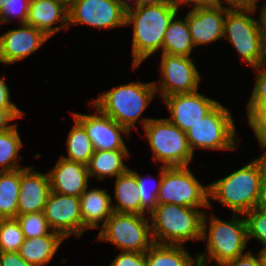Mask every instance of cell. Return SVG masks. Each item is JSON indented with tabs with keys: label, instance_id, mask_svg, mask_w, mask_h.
<instances>
[{
	"label": "cell",
	"instance_id": "obj_1",
	"mask_svg": "<svg viewBox=\"0 0 266 266\" xmlns=\"http://www.w3.org/2000/svg\"><path fill=\"white\" fill-rule=\"evenodd\" d=\"M266 174V157L262 154L225 178L208 185L209 198L226 205L234 214L245 213L257 207L260 186Z\"/></svg>",
	"mask_w": 266,
	"mask_h": 266
},
{
	"label": "cell",
	"instance_id": "obj_2",
	"mask_svg": "<svg viewBox=\"0 0 266 266\" xmlns=\"http://www.w3.org/2000/svg\"><path fill=\"white\" fill-rule=\"evenodd\" d=\"M177 12L173 3L141 5L126 12V25L133 23V68L162 49L166 29Z\"/></svg>",
	"mask_w": 266,
	"mask_h": 266
},
{
	"label": "cell",
	"instance_id": "obj_3",
	"mask_svg": "<svg viewBox=\"0 0 266 266\" xmlns=\"http://www.w3.org/2000/svg\"><path fill=\"white\" fill-rule=\"evenodd\" d=\"M204 212L176 204H157L151 215L154 243L183 245L187 240H202Z\"/></svg>",
	"mask_w": 266,
	"mask_h": 266
},
{
	"label": "cell",
	"instance_id": "obj_4",
	"mask_svg": "<svg viewBox=\"0 0 266 266\" xmlns=\"http://www.w3.org/2000/svg\"><path fill=\"white\" fill-rule=\"evenodd\" d=\"M236 215L234 214L232 220L225 222L212 214L209 231H206L207 215L204 214L202 240L208 238V254H197L195 259L198 260L199 266H207L208 258L210 262L215 261L213 266H222L224 263L244 255L243 252L248 243L246 221L244 217L243 219L236 218Z\"/></svg>",
	"mask_w": 266,
	"mask_h": 266
},
{
	"label": "cell",
	"instance_id": "obj_5",
	"mask_svg": "<svg viewBox=\"0 0 266 266\" xmlns=\"http://www.w3.org/2000/svg\"><path fill=\"white\" fill-rule=\"evenodd\" d=\"M155 94L153 82H131L102 93L91 104L131 131Z\"/></svg>",
	"mask_w": 266,
	"mask_h": 266
},
{
	"label": "cell",
	"instance_id": "obj_6",
	"mask_svg": "<svg viewBox=\"0 0 266 266\" xmlns=\"http://www.w3.org/2000/svg\"><path fill=\"white\" fill-rule=\"evenodd\" d=\"M256 6H234L226 11L224 38L233 44L243 60L252 67L266 62L260 21L249 16Z\"/></svg>",
	"mask_w": 266,
	"mask_h": 266
},
{
	"label": "cell",
	"instance_id": "obj_7",
	"mask_svg": "<svg viewBox=\"0 0 266 266\" xmlns=\"http://www.w3.org/2000/svg\"><path fill=\"white\" fill-rule=\"evenodd\" d=\"M142 125L156 162L166 167H186L191 162V151L186 132L167 118H143Z\"/></svg>",
	"mask_w": 266,
	"mask_h": 266
},
{
	"label": "cell",
	"instance_id": "obj_8",
	"mask_svg": "<svg viewBox=\"0 0 266 266\" xmlns=\"http://www.w3.org/2000/svg\"><path fill=\"white\" fill-rule=\"evenodd\" d=\"M148 221L144 215L113 211L97 239L111 242L122 251L146 253L154 244Z\"/></svg>",
	"mask_w": 266,
	"mask_h": 266
},
{
	"label": "cell",
	"instance_id": "obj_9",
	"mask_svg": "<svg viewBox=\"0 0 266 266\" xmlns=\"http://www.w3.org/2000/svg\"><path fill=\"white\" fill-rule=\"evenodd\" d=\"M235 124L227 108L218 103L200 121L186 131L189 147L233 150L235 144Z\"/></svg>",
	"mask_w": 266,
	"mask_h": 266
},
{
	"label": "cell",
	"instance_id": "obj_10",
	"mask_svg": "<svg viewBox=\"0 0 266 266\" xmlns=\"http://www.w3.org/2000/svg\"><path fill=\"white\" fill-rule=\"evenodd\" d=\"M208 186L201 185L186 167H166L157 196L158 204H176L184 207H211Z\"/></svg>",
	"mask_w": 266,
	"mask_h": 266
},
{
	"label": "cell",
	"instance_id": "obj_11",
	"mask_svg": "<svg viewBox=\"0 0 266 266\" xmlns=\"http://www.w3.org/2000/svg\"><path fill=\"white\" fill-rule=\"evenodd\" d=\"M126 12L117 0H70L68 25L87 24L96 28L124 26Z\"/></svg>",
	"mask_w": 266,
	"mask_h": 266
},
{
	"label": "cell",
	"instance_id": "obj_12",
	"mask_svg": "<svg viewBox=\"0 0 266 266\" xmlns=\"http://www.w3.org/2000/svg\"><path fill=\"white\" fill-rule=\"evenodd\" d=\"M161 74L160 88H157L159 86H156V82L154 84L156 93L160 90L162 99L167 96L198 90L201 78L190 57L162 53Z\"/></svg>",
	"mask_w": 266,
	"mask_h": 266
},
{
	"label": "cell",
	"instance_id": "obj_13",
	"mask_svg": "<svg viewBox=\"0 0 266 266\" xmlns=\"http://www.w3.org/2000/svg\"><path fill=\"white\" fill-rule=\"evenodd\" d=\"M43 213L51 230L61 234L65 239L72 234L82 236L79 197L51 191Z\"/></svg>",
	"mask_w": 266,
	"mask_h": 266
},
{
	"label": "cell",
	"instance_id": "obj_14",
	"mask_svg": "<svg viewBox=\"0 0 266 266\" xmlns=\"http://www.w3.org/2000/svg\"><path fill=\"white\" fill-rule=\"evenodd\" d=\"M92 106L96 109L97 115L74 113L73 117L84 126L94 150L127 149L121 133L129 134L130 131L102 113L93 104Z\"/></svg>",
	"mask_w": 266,
	"mask_h": 266
},
{
	"label": "cell",
	"instance_id": "obj_15",
	"mask_svg": "<svg viewBox=\"0 0 266 266\" xmlns=\"http://www.w3.org/2000/svg\"><path fill=\"white\" fill-rule=\"evenodd\" d=\"M171 118H167L172 124L186 132L196 124L219 102L198 93L175 94L163 98Z\"/></svg>",
	"mask_w": 266,
	"mask_h": 266
},
{
	"label": "cell",
	"instance_id": "obj_16",
	"mask_svg": "<svg viewBox=\"0 0 266 266\" xmlns=\"http://www.w3.org/2000/svg\"><path fill=\"white\" fill-rule=\"evenodd\" d=\"M0 36V63L12 64L35 52L48 39L42 31L29 24H21Z\"/></svg>",
	"mask_w": 266,
	"mask_h": 266
},
{
	"label": "cell",
	"instance_id": "obj_17",
	"mask_svg": "<svg viewBox=\"0 0 266 266\" xmlns=\"http://www.w3.org/2000/svg\"><path fill=\"white\" fill-rule=\"evenodd\" d=\"M229 8L230 6L221 4L213 8L191 9L186 14L194 47L211 43L224 36V17Z\"/></svg>",
	"mask_w": 266,
	"mask_h": 266
},
{
	"label": "cell",
	"instance_id": "obj_18",
	"mask_svg": "<svg viewBox=\"0 0 266 266\" xmlns=\"http://www.w3.org/2000/svg\"><path fill=\"white\" fill-rule=\"evenodd\" d=\"M31 168H20L18 215L43 211L51 193L48 174L32 171Z\"/></svg>",
	"mask_w": 266,
	"mask_h": 266
},
{
	"label": "cell",
	"instance_id": "obj_19",
	"mask_svg": "<svg viewBox=\"0 0 266 266\" xmlns=\"http://www.w3.org/2000/svg\"><path fill=\"white\" fill-rule=\"evenodd\" d=\"M52 192L80 197L88 188L87 165L68 160L62 156L48 173Z\"/></svg>",
	"mask_w": 266,
	"mask_h": 266
},
{
	"label": "cell",
	"instance_id": "obj_20",
	"mask_svg": "<svg viewBox=\"0 0 266 266\" xmlns=\"http://www.w3.org/2000/svg\"><path fill=\"white\" fill-rule=\"evenodd\" d=\"M61 22V26L54 24ZM26 24L42 31L51 38L61 29L69 28L68 2L66 0H30Z\"/></svg>",
	"mask_w": 266,
	"mask_h": 266
},
{
	"label": "cell",
	"instance_id": "obj_21",
	"mask_svg": "<svg viewBox=\"0 0 266 266\" xmlns=\"http://www.w3.org/2000/svg\"><path fill=\"white\" fill-rule=\"evenodd\" d=\"M81 217H82V234L84 231L93 228H99V222H105L110 218L112 210L111 196L103 189L86 190L79 197Z\"/></svg>",
	"mask_w": 266,
	"mask_h": 266
},
{
	"label": "cell",
	"instance_id": "obj_22",
	"mask_svg": "<svg viewBox=\"0 0 266 266\" xmlns=\"http://www.w3.org/2000/svg\"><path fill=\"white\" fill-rule=\"evenodd\" d=\"M51 232L46 236L24 239L18 251L20 257L34 266L48 264L65 239L61 234Z\"/></svg>",
	"mask_w": 266,
	"mask_h": 266
},
{
	"label": "cell",
	"instance_id": "obj_23",
	"mask_svg": "<svg viewBox=\"0 0 266 266\" xmlns=\"http://www.w3.org/2000/svg\"><path fill=\"white\" fill-rule=\"evenodd\" d=\"M127 156H129L128 149L95 150L87 164L89 176L103 180L106 176L121 175L129 169L123 162Z\"/></svg>",
	"mask_w": 266,
	"mask_h": 266
},
{
	"label": "cell",
	"instance_id": "obj_24",
	"mask_svg": "<svg viewBox=\"0 0 266 266\" xmlns=\"http://www.w3.org/2000/svg\"><path fill=\"white\" fill-rule=\"evenodd\" d=\"M136 176L128 169L116 177L115 198L118 204L112 210L118 213H134L141 215V201Z\"/></svg>",
	"mask_w": 266,
	"mask_h": 266
},
{
	"label": "cell",
	"instance_id": "obj_25",
	"mask_svg": "<svg viewBox=\"0 0 266 266\" xmlns=\"http://www.w3.org/2000/svg\"><path fill=\"white\" fill-rule=\"evenodd\" d=\"M145 266H199V264L182 245L154 243L145 253Z\"/></svg>",
	"mask_w": 266,
	"mask_h": 266
},
{
	"label": "cell",
	"instance_id": "obj_26",
	"mask_svg": "<svg viewBox=\"0 0 266 266\" xmlns=\"http://www.w3.org/2000/svg\"><path fill=\"white\" fill-rule=\"evenodd\" d=\"M175 19L176 15L173 16L166 29L162 53L190 57L194 44L191 39L187 16H185L184 20Z\"/></svg>",
	"mask_w": 266,
	"mask_h": 266
},
{
	"label": "cell",
	"instance_id": "obj_27",
	"mask_svg": "<svg viewBox=\"0 0 266 266\" xmlns=\"http://www.w3.org/2000/svg\"><path fill=\"white\" fill-rule=\"evenodd\" d=\"M20 192V169L0 171V219L16 218Z\"/></svg>",
	"mask_w": 266,
	"mask_h": 266
},
{
	"label": "cell",
	"instance_id": "obj_28",
	"mask_svg": "<svg viewBox=\"0 0 266 266\" xmlns=\"http://www.w3.org/2000/svg\"><path fill=\"white\" fill-rule=\"evenodd\" d=\"M74 120L75 124L66 140L68 157H62L87 165L95 150L84 126L76 118Z\"/></svg>",
	"mask_w": 266,
	"mask_h": 266
},
{
	"label": "cell",
	"instance_id": "obj_29",
	"mask_svg": "<svg viewBox=\"0 0 266 266\" xmlns=\"http://www.w3.org/2000/svg\"><path fill=\"white\" fill-rule=\"evenodd\" d=\"M21 137L18 134L17 126L8 131L0 132V171H12L22 168L17 163L18 153L22 148Z\"/></svg>",
	"mask_w": 266,
	"mask_h": 266
},
{
	"label": "cell",
	"instance_id": "obj_30",
	"mask_svg": "<svg viewBox=\"0 0 266 266\" xmlns=\"http://www.w3.org/2000/svg\"><path fill=\"white\" fill-rule=\"evenodd\" d=\"M24 239L16 218L0 219V252H18Z\"/></svg>",
	"mask_w": 266,
	"mask_h": 266
},
{
	"label": "cell",
	"instance_id": "obj_31",
	"mask_svg": "<svg viewBox=\"0 0 266 266\" xmlns=\"http://www.w3.org/2000/svg\"><path fill=\"white\" fill-rule=\"evenodd\" d=\"M16 219L21 226L25 239L46 236L51 229L43 211L17 215Z\"/></svg>",
	"mask_w": 266,
	"mask_h": 266
},
{
	"label": "cell",
	"instance_id": "obj_32",
	"mask_svg": "<svg viewBox=\"0 0 266 266\" xmlns=\"http://www.w3.org/2000/svg\"><path fill=\"white\" fill-rule=\"evenodd\" d=\"M136 176V181L139 187L140 201H141V215H145V211L149 214L157 206V196L161 185L162 175L164 173V166L161 165L160 179L154 188L147 186V179H143L137 172L131 170ZM149 181V180H148ZM150 189V190H149Z\"/></svg>",
	"mask_w": 266,
	"mask_h": 266
},
{
	"label": "cell",
	"instance_id": "obj_33",
	"mask_svg": "<svg viewBox=\"0 0 266 266\" xmlns=\"http://www.w3.org/2000/svg\"><path fill=\"white\" fill-rule=\"evenodd\" d=\"M243 216L246 221L248 240L255 237L263 247L266 246V212L256 207Z\"/></svg>",
	"mask_w": 266,
	"mask_h": 266
},
{
	"label": "cell",
	"instance_id": "obj_34",
	"mask_svg": "<svg viewBox=\"0 0 266 266\" xmlns=\"http://www.w3.org/2000/svg\"><path fill=\"white\" fill-rule=\"evenodd\" d=\"M30 0H6L3 3V8L0 13V24L9 23V16L16 15L19 18V23L26 24L29 12Z\"/></svg>",
	"mask_w": 266,
	"mask_h": 266
},
{
	"label": "cell",
	"instance_id": "obj_35",
	"mask_svg": "<svg viewBox=\"0 0 266 266\" xmlns=\"http://www.w3.org/2000/svg\"><path fill=\"white\" fill-rule=\"evenodd\" d=\"M248 122L255 132V136L264 149L266 145V106H251L247 110Z\"/></svg>",
	"mask_w": 266,
	"mask_h": 266
},
{
	"label": "cell",
	"instance_id": "obj_36",
	"mask_svg": "<svg viewBox=\"0 0 266 266\" xmlns=\"http://www.w3.org/2000/svg\"><path fill=\"white\" fill-rule=\"evenodd\" d=\"M265 63L257 67V76L251 98L247 104V110L251 106H266V67ZM263 67V69H262ZM265 67V68H264Z\"/></svg>",
	"mask_w": 266,
	"mask_h": 266
},
{
	"label": "cell",
	"instance_id": "obj_37",
	"mask_svg": "<svg viewBox=\"0 0 266 266\" xmlns=\"http://www.w3.org/2000/svg\"><path fill=\"white\" fill-rule=\"evenodd\" d=\"M109 266H145V253L121 251Z\"/></svg>",
	"mask_w": 266,
	"mask_h": 266
},
{
	"label": "cell",
	"instance_id": "obj_38",
	"mask_svg": "<svg viewBox=\"0 0 266 266\" xmlns=\"http://www.w3.org/2000/svg\"><path fill=\"white\" fill-rule=\"evenodd\" d=\"M23 112L20 109H4L0 108V132L8 131L13 128L15 124L9 122L13 119L22 117Z\"/></svg>",
	"mask_w": 266,
	"mask_h": 266
},
{
	"label": "cell",
	"instance_id": "obj_39",
	"mask_svg": "<svg viewBox=\"0 0 266 266\" xmlns=\"http://www.w3.org/2000/svg\"><path fill=\"white\" fill-rule=\"evenodd\" d=\"M0 266H34L20 257L18 252H0Z\"/></svg>",
	"mask_w": 266,
	"mask_h": 266
},
{
	"label": "cell",
	"instance_id": "obj_40",
	"mask_svg": "<svg viewBox=\"0 0 266 266\" xmlns=\"http://www.w3.org/2000/svg\"><path fill=\"white\" fill-rule=\"evenodd\" d=\"M222 266H260V263L258 256L256 258L250 251H248L234 260L224 263Z\"/></svg>",
	"mask_w": 266,
	"mask_h": 266
},
{
	"label": "cell",
	"instance_id": "obj_41",
	"mask_svg": "<svg viewBox=\"0 0 266 266\" xmlns=\"http://www.w3.org/2000/svg\"><path fill=\"white\" fill-rule=\"evenodd\" d=\"M172 3L178 8L182 3L185 4H194V7L192 9H196V8H213V7H217L219 5H221V1L220 0H171Z\"/></svg>",
	"mask_w": 266,
	"mask_h": 266
},
{
	"label": "cell",
	"instance_id": "obj_42",
	"mask_svg": "<svg viewBox=\"0 0 266 266\" xmlns=\"http://www.w3.org/2000/svg\"><path fill=\"white\" fill-rule=\"evenodd\" d=\"M0 108L19 109L10 101V94L7 84L0 78Z\"/></svg>",
	"mask_w": 266,
	"mask_h": 266
},
{
	"label": "cell",
	"instance_id": "obj_43",
	"mask_svg": "<svg viewBox=\"0 0 266 266\" xmlns=\"http://www.w3.org/2000/svg\"><path fill=\"white\" fill-rule=\"evenodd\" d=\"M257 208L266 212V174L261 181Z\"/></svg>",
	"mask_w": 266,
	"mask_h": 266
},
{
	"label": "cell",
	"instance_id": "obj_44",
	"mask_svg": "<svg viewBox=\"0 0 266 266\" xmlns=\"http://www.w3.org/2000/svg\"><path fill=\"white\" fill-rule=\"evenodd\" d=\"M259 21L261 26L262 41L266 49V5H263L261 9Z\"/></svg>",
	"mask_w": 266,
	"mask_h": 266
},
{
	"label": "cell",
	"instance_id": "obj_45",
	"mask_svg": "<svg viewBox=\"0 0 266 266\" xmlns=\"http://www.w3.org/2000/svg\"><path fill=\"white\" fill-rule=\"evenodd\" d=\"M226 1L231 7L234 6H256L258 0H222Z\"/></svg>",
	"mask_w": 266,
	"mask_h": 266
},
{
	"label": "cell",
	"instance_id": "obj_46",
	"mask_svg": "<svg viewBox=\"0 0 266 266\" xmlns=\"http://www.w3.org/2000/svg\"><path fill=\"white\" fill-rule=\"evenodd\" d=\"M130 1H134L135 2V7L130 6V4L128 2ZM117 2L120 4L121 8L125 11L128 12L129 10H131L132 8H137L139 6H141V0H117Z\"/></svg>",
	"mask_w": 266,
	"mask_h": 266
},
{
	"label": "cell",
	"instance_id": "obj_47",
	"mask_svg": "<svg viewBox=\"0 0 266 266\" xmlns=\"http://www.w3.org/2000/svg\"><path fill=\"white\" fill-rule=\"evenodd\" d=\"M172 3L171 0H141V5Z\"/></svg>",
	"mask_w": 266,
	"mask_h": 266
},
{
	"label": "cell",
	"instance_id": "obj_48",
	"mask_svg": "<svg viewBox=\"0 0 266 266\" xmlns=\"http://www.w3.org/2000/svg\"><path fill=\"white\" fill-rule=\"evenodd\" d=\"M260 266H266V246L258 253Z\"/></svg>",
	"mask_w": 266,
	"mask_h": 266
},
{
	"label": "cell",
	"instance_id": "obj_49",
	"mask_svg": "<svg viewBox=\"0 0 266 266\" xmlns=\"http://www.w3.org/2000/svg\"><path fill=\"white\" fill-rule=\"evenodd\" d=\"M6 0H0V13H1V10L3 8V3L5 2Z\"/></svg>",
	"mask_w": 266,
	"mask_h": 266
}]
</instances>
